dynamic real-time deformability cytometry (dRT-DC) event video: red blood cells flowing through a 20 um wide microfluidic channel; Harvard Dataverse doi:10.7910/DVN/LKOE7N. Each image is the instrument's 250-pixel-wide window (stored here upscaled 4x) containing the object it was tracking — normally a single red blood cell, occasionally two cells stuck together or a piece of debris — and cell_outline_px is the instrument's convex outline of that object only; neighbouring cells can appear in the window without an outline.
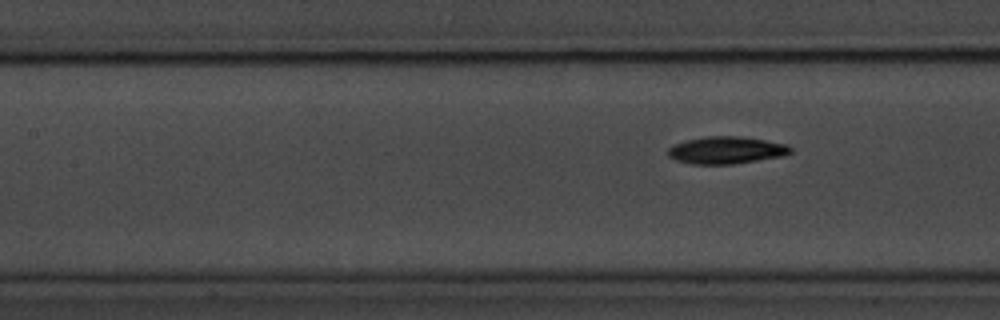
{"species": "common noctule bat (a hibernating species)", "species_latin": "Nyctalus noctula", "temperature_condition": "room temperature", "stored_images_in_passage": 7, "segment_of_instrument_passage": [2, 2], "camera_frame_rate_fps": 3000, "um_per_image_px": 0.085, "animal": {"sex": "male", "body_mass_g": 20.1, "forearm_length_mm": 53.5}, "frame": {"image": 1, "passage_image": 7, "time_ms": 7.667, "image_size_px": [1000, 320], "cell_outline_px": [[792, 152], [784, 156], [732, 164], [692, 164], [676, 160], [668, 156], [668, 148], [672, 144], [704, 136], [740, 136], [788, 144], [792, 148]], "centroid_in_image_um": [61.74, 12.76], "position_along_channel_um": 145.7, "area_um2": 19.54}}